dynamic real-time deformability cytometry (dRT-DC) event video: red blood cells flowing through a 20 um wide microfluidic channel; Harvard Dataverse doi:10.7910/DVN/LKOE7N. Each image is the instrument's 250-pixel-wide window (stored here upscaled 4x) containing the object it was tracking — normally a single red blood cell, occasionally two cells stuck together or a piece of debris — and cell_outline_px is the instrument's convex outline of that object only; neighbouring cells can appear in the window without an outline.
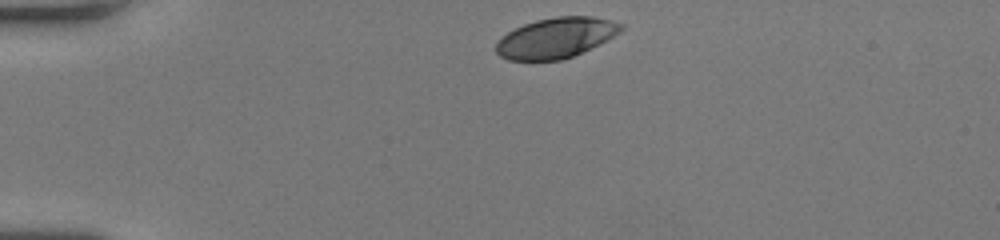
{"species": "human", "species_latin": "Homo sapiens", "temperature_condition": "room temperature", "stored_images_in_passage": 34, "camera_frame_rate_fps": 3000, "um_per_image_px": 0.085, "donor": {"sex": "female"}, "frame": {"image": 1, "passage_image": 1, "time_ms": 0.0, "image_size_px": [1000, 240], "cell_outline_px": [[624, 28], [620, 32], [600, 44], [572, 56], [560, 60], [508, 60], [500, 56], [496, 52], [496, 40], [500, 36], [524, 24], [536, 20], [556, 16], [592, 16], [612, 20], [624, 24]], "centroid_in_image_um": [47.25, 3.21], "position_along_channel_um": 37.7, "area_um2": 29.48}}
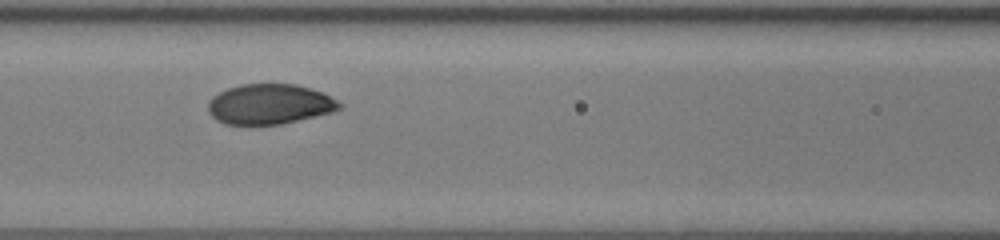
{"frame": {"image": 2, "passage_image": 13, "time_ms": 4.0, "image_size_px": [1000, 240], "cell_outline_px": [[344, 108], [332, 112], [280, 124], [224, 124], [216, 120], [208, 112], [208, 100], [212, 96], [228, 88], [240, 84], [296, 84], [320, 92], [344, 104]], "centroid_in_image_um": [22.89, 8.85], "position_along_channel_um": 143.7, "area_um2": 30.63}}
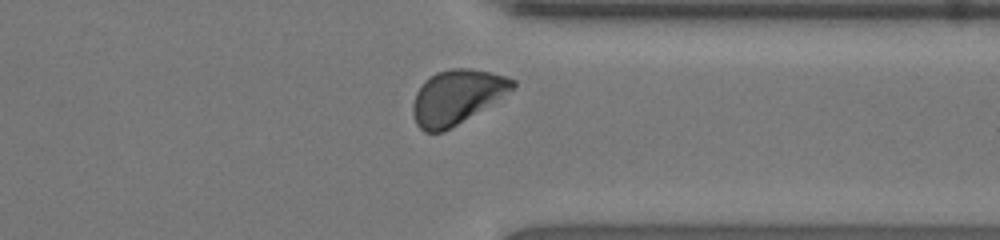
{"frame": {"image": 3, "passage_image": 30, "time_ms": 9.667, "image_size_px": [1000, 240], "cell_outline_px": [[516, 84], [512, 88], [444, 132], [424, 132], [416, 124], [412, 112], [412, 104], [416, 92], [424, 80], [436, 72], [452, 68], [468, 68], [488, 72], [504, 76], [516, 80]], "centroid_in_image_um": [38.72, 8.22], "position_along_channel_um": 372.7, "area_um2": 30.63}, "authors_computed_cell_mechanics": {"area_um2": 30.6918, "velocity_mm_per_s": 4.0355, "shape_relaxation_time_tau1_ms": 3.4289, "shape_relaxation_time_tau2_ms": null, "deformation_change_tau1": 0.1569, "deformation_change_tau2": null}}